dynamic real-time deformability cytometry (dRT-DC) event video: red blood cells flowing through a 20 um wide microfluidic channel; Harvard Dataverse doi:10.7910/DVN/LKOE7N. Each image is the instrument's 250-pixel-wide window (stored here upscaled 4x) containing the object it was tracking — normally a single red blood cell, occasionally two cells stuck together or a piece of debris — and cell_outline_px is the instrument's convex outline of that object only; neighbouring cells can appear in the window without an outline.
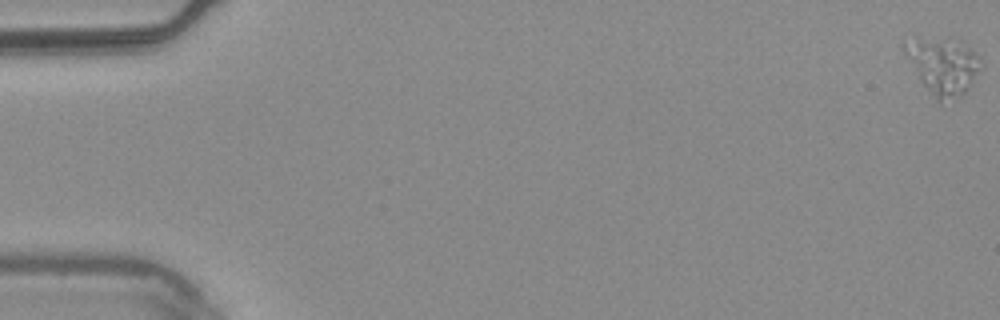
{"species": "common noctule bat (a hibernating species)", "species_latin": "Nyctalus noctula", "temperature_condition": "warm", "stored_images_in_passage": 7, "camera_frame_rate_fps": 3000, "um_per_image_px": 0.085, "animal": {"sex": "male", "body_mass_g": 20.4}, "frame": {"image": 1, "passage_image": 1, "time_ms": 0.0, "image_size_px": [1000, 320], "cell_outline_px": [[984, 68], [964, 96], [940, 104], [920, 80], [904, 52], [904, 44], [916, 36], [948, 36], [960, 40], [980, 56]], "centroid_in_image_um": [80.23, 5.57], "position_along_channel_um": 4.8, "area_um2": 26.3}}
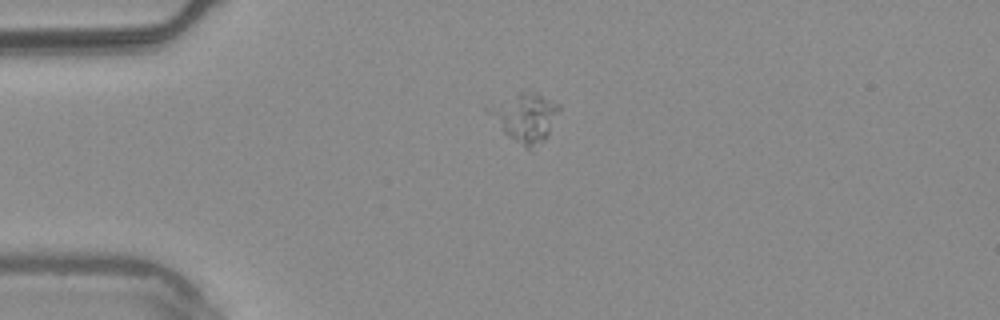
{"frame": {"image": 2, "passage_image": 5, "time_ms": 1.333, "image_size_px": [1000, 320], "cell_outline_px": [[560, 108], [548, 136], [544, 140], [528, 148], [508, 136], [484, 112], [484, 108], [524, 88], [536, 92], [560, 104]], "centroid_in_image_um": [44.6, 9.89], "position_along_channel_um": 40.4, "area_um2": 20.11}}
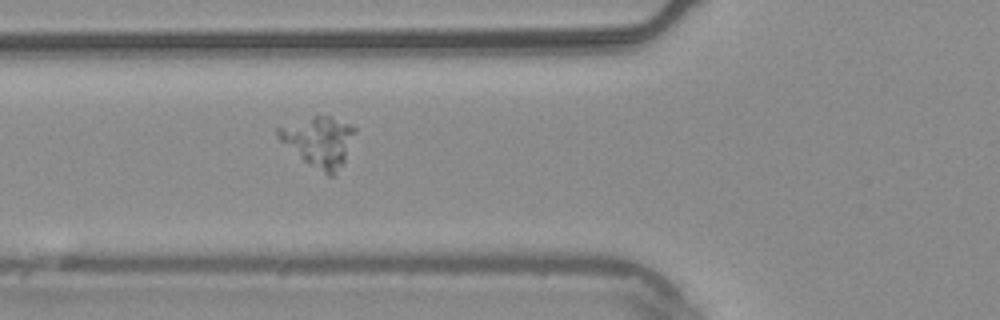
{"frame": {"image": 3, "passage_image": 7, "time_ms": 2.0, "image_size_px": [1000, 320], "cell_outline_px": [[356, 132], [344, 160], [332, 176], [328, 176], [304, 160], [280, 140], [276, 136], [276, 128], [312, 116], [332, 116], [356, 128]], "centroid_in_image_um": [27.11, 12.0], "position_along_channel_um": 98.7, "area_um2": 21.79}}